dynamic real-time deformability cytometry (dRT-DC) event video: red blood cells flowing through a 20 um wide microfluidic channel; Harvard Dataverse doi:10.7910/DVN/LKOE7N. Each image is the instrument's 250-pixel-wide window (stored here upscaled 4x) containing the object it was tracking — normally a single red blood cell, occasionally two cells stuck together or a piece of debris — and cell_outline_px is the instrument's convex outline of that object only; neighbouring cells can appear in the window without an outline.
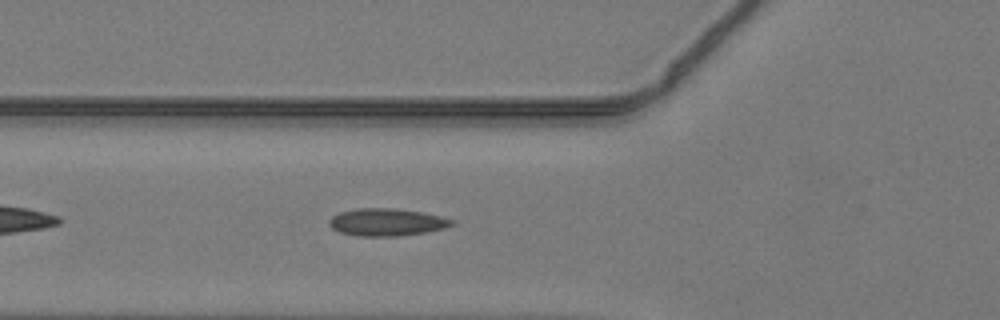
{"species": "common noctule bat (a hibernating species)", "species_latin": "Nyctalus noctula", "temperature_condition": "warm", "stored_images_in_passage": 29, "camera_frame_rate_fps": 3000, "um_per_image_px": 0.085, "animal": {"sex": "male", "body_mass_g": 19.2, "forearm_length_mm": 51.8}, "frame": {"image": 1, "passage_image": 5, "time_ms": 1.333, "image_size_px": [1000, 320], "cell_outline_px": [[456, 224], [444, 228], [424, 232], [396, 236], [360, 236], [340, 232], [332, 228], [328, 224], [328, 220], [332, 216], [340, 212], [360, 208], [392, 208], [420, 212], [440, 216], [452, 220]], "centroid_in_image_um": [32.84, 18.88], "position_along_channel_um": 93.0, "area_um2": 19.36}}
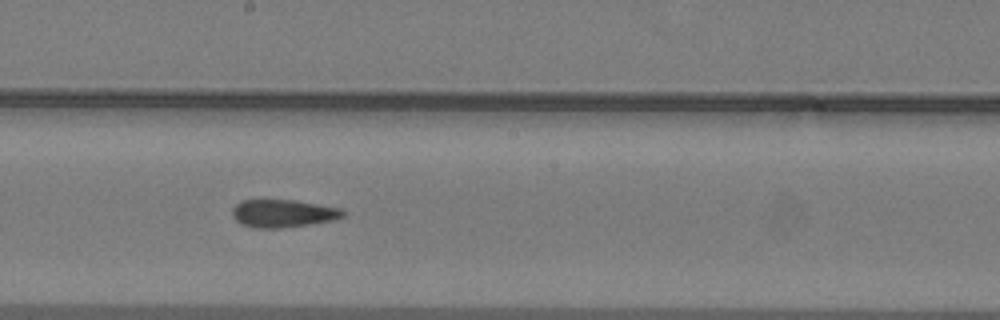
{"frame": {"image": 2, "passage_image": 14, "time_ms": 4.333, "image_size_px": [1000, 320], "cell_outline_px": [[344, 216], [332, 220], [308, 224], [280, 228], [256, 228], [240, 224], [232, 216], [232, 208], [240, 200], [260, 196], [296, 200], [344, 208]], "centroid_in_image_um": [23.98, 18.07], "position_along_channel_um": 224.2, "area_um2": 18.84}}
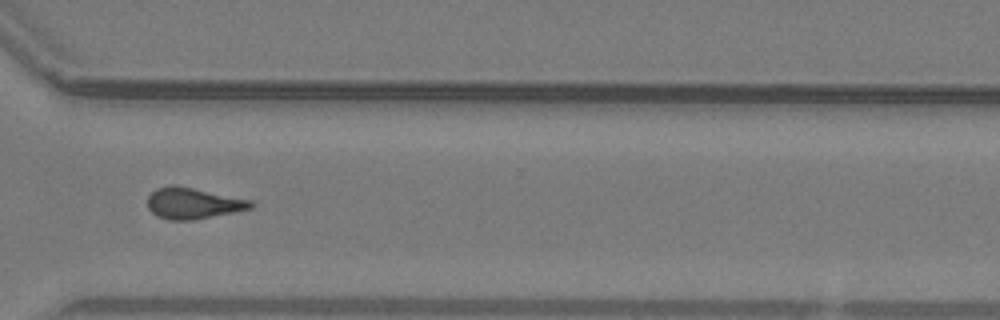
{"frame": {"image": 3, "passage_image": 23, "time_ms": 7.333, "image_size_px": [1000, 320], "cell_outline_px": [[256, 204], [252, 208], [192, 220], [168, 220], [156, 216], [148, 208], [148, 196], [156, 188], [172, 184], [252, 200]], "centroid_in_image_um": [16.39, 17.28], "position_along_channel_um": 354.2, "area_um2": 18.61}}